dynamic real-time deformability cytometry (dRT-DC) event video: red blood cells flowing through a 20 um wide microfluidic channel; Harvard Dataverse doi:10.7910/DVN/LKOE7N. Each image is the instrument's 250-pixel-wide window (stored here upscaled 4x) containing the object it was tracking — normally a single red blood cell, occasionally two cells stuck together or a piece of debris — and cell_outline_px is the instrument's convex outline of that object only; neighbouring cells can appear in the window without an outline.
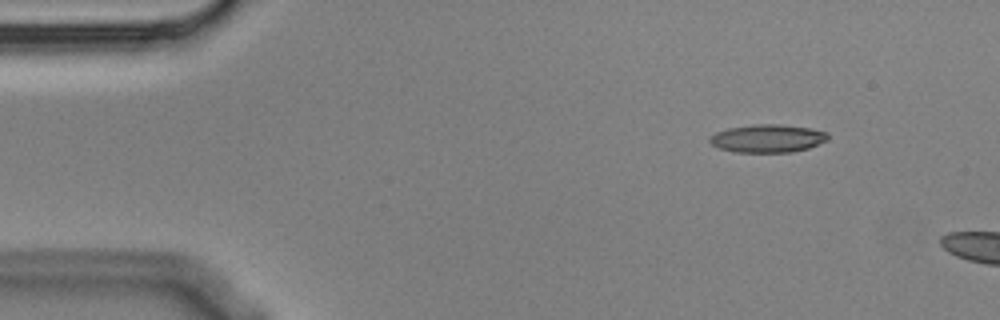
{"species": "Egyptian fruit bat (a non-hibernating species)", "species_latin": "Rousettus aegyptiacus", "temperature_condition": "cold", "stored_images_in_passage": 2, "camera_frame_rate_fps": 3000, "um_per_image_px": 0.085, "animal": {"sex": "male"}, "frame": {"image": 1, "passage_image": 1, "time_ms": 0.0, "image_size_px": [1000, 320], "cell_outline_px": [[828, 140], [808, 148], [792, 152], [736, 152], [720, 148], [712, 144], [708, 140], [708, 136], [716, 132], [728, 128], [756, 124], [780, 124], [812, 128], [828, 132]], "centroid_in_image_um": [65.25, 11.76], "position_along_channel_um": 19.7, "area_um2": 19.36}}